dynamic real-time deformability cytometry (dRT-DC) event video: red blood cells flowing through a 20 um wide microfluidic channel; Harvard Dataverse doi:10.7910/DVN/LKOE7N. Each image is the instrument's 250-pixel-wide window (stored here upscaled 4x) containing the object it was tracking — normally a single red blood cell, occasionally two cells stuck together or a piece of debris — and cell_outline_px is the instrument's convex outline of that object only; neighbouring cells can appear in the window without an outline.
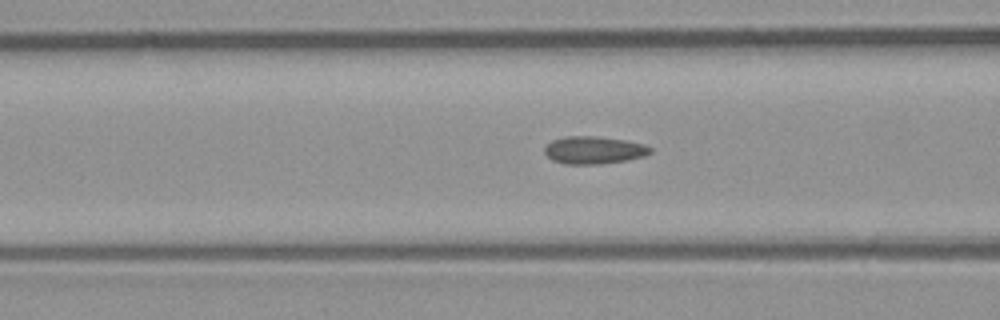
{"species": "common noctule bat (a hibernating species)", "species_latin": "Nyctalus noctula", "temperature_condition": "room temperature", "stored_images_in_passage": 17, "camera_frame_rate_fps": 3000, "um_per_image_px": 0.085, "animal": {"sex": "male", "body_mass_g": 23.1, "forearm_length_mm": 52.7}, "frame": {"image": 1, "passage_image": 6, "time_ms": 1.667, "image_size_px": [1000, 320], "cell_outline_px": [[648, 152], [636, 156], [620, 160], [556, 160], [548, 156], [548, 144], [556, 140], [616, 140], [636, 144], [648, 148]], "centroid_in_image_um": [50.48, 12.75], "position_along_channel_um": 116.1, "area_um2": 12.66}}
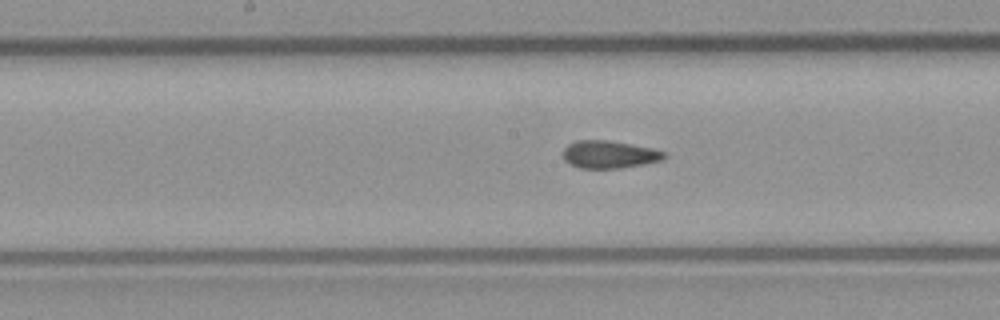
{"frame": {"image": 2, "passage_image": 12, "time_ms": 3.667, "image_size_px": [1000, 320], "cell_outline_px": [[664, 156], [656, 160], [608, 168], [588, 168], [576, 164], [568, 160], [564, 156], [564, 152], [572, 144], [588, 140], [624, 144], [644, 148], [660, 152]], "centroid_in_image_um": [51.7, 13.13], "position_along_channel_um": 196.5, "area_um2": 13.81}}
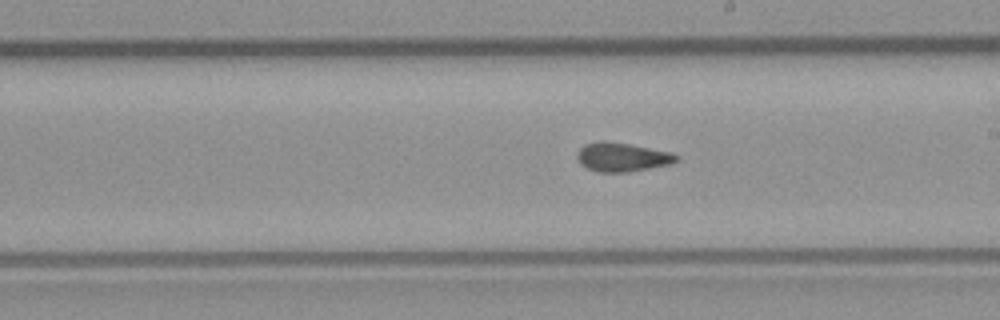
{"frame": {"image": 3, "passage_image": 15, "time_ms": 4.667, "image_size_px": [1000, 320], "cell_outline_px": [[676, 160], [660, 164], [636, 168], [592, 168], [584, 164], [580, 160], [580, 152], [584, 148], [592, 144], [620, 144], [660, 152], [676, 156]], "centroid_in_image_um": [52.85, 13.32], "position_along_channel_um": 236.2, "area_um2": 12.72}}